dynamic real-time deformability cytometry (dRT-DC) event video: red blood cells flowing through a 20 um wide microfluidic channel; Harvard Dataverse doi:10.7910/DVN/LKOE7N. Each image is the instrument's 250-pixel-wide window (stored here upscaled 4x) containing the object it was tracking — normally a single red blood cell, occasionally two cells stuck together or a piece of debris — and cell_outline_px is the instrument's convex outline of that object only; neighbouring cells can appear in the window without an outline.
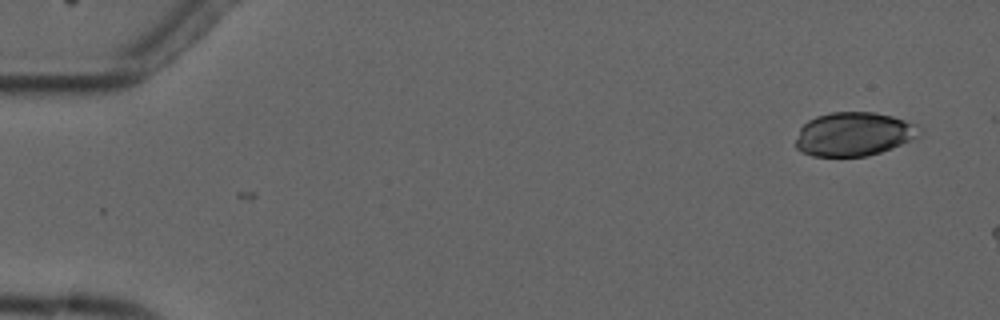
{"species": "common noctule bat (a hibernating species)", "species_latin": "Nyctalus noctula", "temperature_condition": "cold", "stored_images_in_passage": 3, "camera_frame_rate_fps": 3000, "um_per_image_px": 0.085, "animal": {"sex": "male", "forearm_length_mm": 52.5}, "frame": {"image": 1, "passage_image": 1, "time_ms": 0.0, "image_size_px": [1000, 320], "cell_outline_px": [[920, 136], [892, 148], [868, 156], [812, 156], [800, 152], [796, 148], [796, 140], [800, 128], [808, 120], [816, 116], [832, 112], [876, 112], [892, 116], [920, 124]], "centroid_in_image_um": [72.59, 11.39], "position_along_channel_um": 12.4, "area_um2": 31.79}}